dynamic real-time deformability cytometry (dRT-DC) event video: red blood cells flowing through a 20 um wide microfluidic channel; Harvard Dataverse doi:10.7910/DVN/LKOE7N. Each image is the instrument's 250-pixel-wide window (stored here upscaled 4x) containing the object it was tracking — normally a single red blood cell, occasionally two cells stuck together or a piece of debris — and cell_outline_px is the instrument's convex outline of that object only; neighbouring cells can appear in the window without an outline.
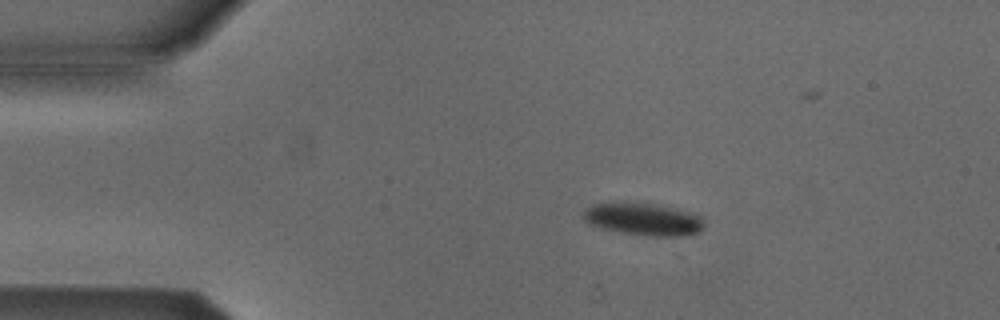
{"species": "Egyptian fruit bat (a non-hibernating species)", "species_latin": "Rousettus aegyptiacus", "temperature_condition": "cold", "stored_images_in_passage": 5, "camera_frame_rate_fps": 3000, "um_per_image_px": 0.085, "animal": {"sex": "male"}, "frame": {"image": 1, "passage_image": 2, "time_ms": 1.333, "image_size_px": [1000, 320], "cell_outline_px": [[704, 228], [700, 232], [684, 236], [644, 236], [600, 228], [588, 224], [580, 216], [584, 208], [592, 204], [636, 200], [660, 204], [692, 212], [700, 216], [704, 220]], "centroid_in_image_um": [54.65, 18.59], "position_along_channel_um": 30.3, "area_um2": 23.93}}